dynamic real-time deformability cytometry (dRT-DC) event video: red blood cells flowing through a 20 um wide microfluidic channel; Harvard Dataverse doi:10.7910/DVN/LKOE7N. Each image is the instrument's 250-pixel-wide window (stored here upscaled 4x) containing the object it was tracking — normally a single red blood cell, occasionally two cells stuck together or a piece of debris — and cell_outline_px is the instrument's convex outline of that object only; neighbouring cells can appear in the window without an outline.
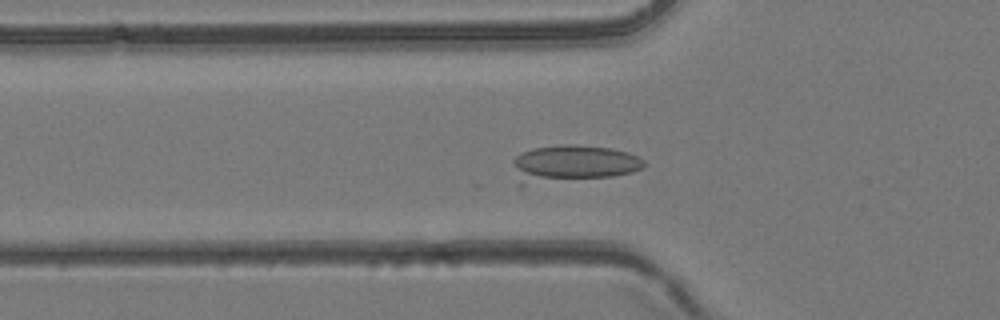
{"species": "common noctule bat (a hibernating species)", "species_latin": "Nyctalus noctula", "temperature_condition": "room temperature", "stored_images_in_passage": 37, "camera_frame_rate_fps": 3000, "um_per_image_px": 0.085, "animal": {"sex": "female", "body_mass_g": 24.6, "forearm_length_mm": 56.2}, "frame": {"image": 1, "passage_image": 10, "time_ms": 3.0, "image_size_px": [1000, 320], "cell_outline_px": [[644, 164], [640, 168], [632, 172], [612, 176], [528, 176], [512, 160], [520, 152], [532, 148], [564, 144], [576, 144], [612, 148], [628, 152], [644, 160]], "centroid_in_image_um": [49.02, 13.7], "position_along_channel_um": 76.8, "area_um2": 24.39}}
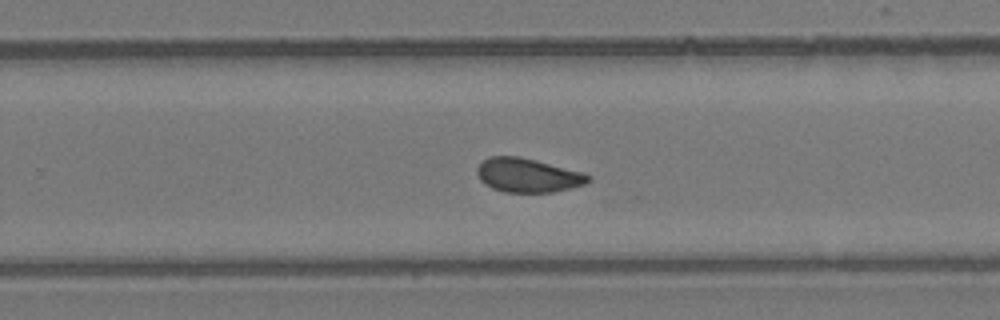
{"frame": {"image": 2, "passage_image": 23, "time_ms": 7.333, "image_size_px": [1000, 320], "cell_outline_px": [[592, 180], [584, 184], [572, 188], [552, 192], [504, 192], [492, 188], [484, 184], [480, 180], [476, 172], [476, 168], [484, 160], [492, 156], [520, 156], [584, 172], [592, 176]], "centroid_in_image_um": [44.89, 14.9], "position_along_channel_um": 284.9, "area_um2": 22.2}}
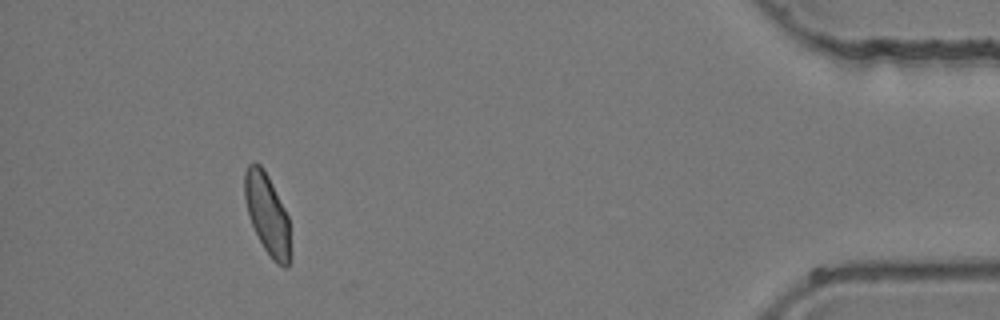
{"frame": {"image": 3, "passage_image": 35, "time_ms": 11.333, "image_size_px": [1000, 320], "cell_outline_px": [[292, 260], [288, 268], [284, 268], [276, 264], [272, 260], [264, 248], [252, 224], [248, 212], [244, 196], [244, 172], [248, 164], [260, 164], [264, 168], [288, 216], [292, 256]], "centroid_in_image_um": [22.76, 18.28], "position_along_channel_um": 412.4, "area_um2": 21.68}}